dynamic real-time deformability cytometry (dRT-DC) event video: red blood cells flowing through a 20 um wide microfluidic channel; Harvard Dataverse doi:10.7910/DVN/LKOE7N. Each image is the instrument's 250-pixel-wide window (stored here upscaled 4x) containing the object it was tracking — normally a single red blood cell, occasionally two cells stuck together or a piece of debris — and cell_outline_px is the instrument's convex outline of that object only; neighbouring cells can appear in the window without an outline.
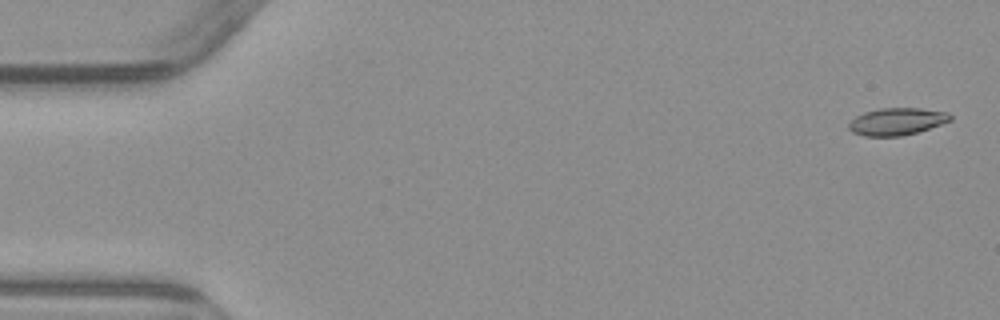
{"species": "common noctule bat (a hibernating species)", "species_latin": "Nyctalus noctula", "temperature_condition": "warm", "stored_images_in_passage": 9, "camera_frame_rate_fps": 3000, "um_per_image_px": 0.085, "animal": {"sex": "male", "body_mass_g": 23.1, "forearm_length_mm": 52.7}, "frame": {"image": 1, "passage_image": 1, "time_ms": 0.0, "image_size_px": [1000, 320], "cell_outline_px": [[952, 120], [916, 132], [900, 136], [864, 136], [852, 132], [848, 128], [848, 124], [856, 116], [864, 112], [880, 108], [920, 108], [948, 112], [952, 116]], "centroid_in_image_um": [76.22, 10.32], "position_along_channel_um": 8.8, "area_um2": 16.01}}
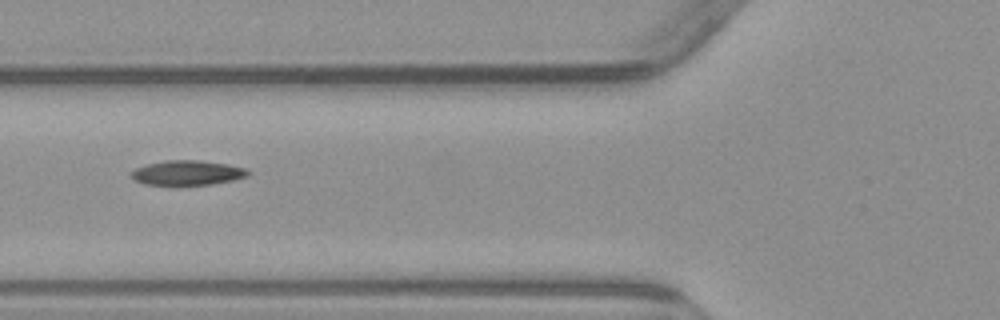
{"frame": {"image": 2, "passage_image": 6, "time_ms": 6.333, "image_size_px": [1000, 320], "cell_outline_px": [[252, 172], [248, 176], [232, 180], [212, 184], [172, 188], [144, 184], [136, 180], [132, 176], [132, 172], [136, 168], [148, 164], [164, 160], [200, 160], [228, 164], [244, 168]], "centroid_in_image_um": [15.92, 14.73], "position_along_channel_um": 109.9, "area_um2": 17.51}}
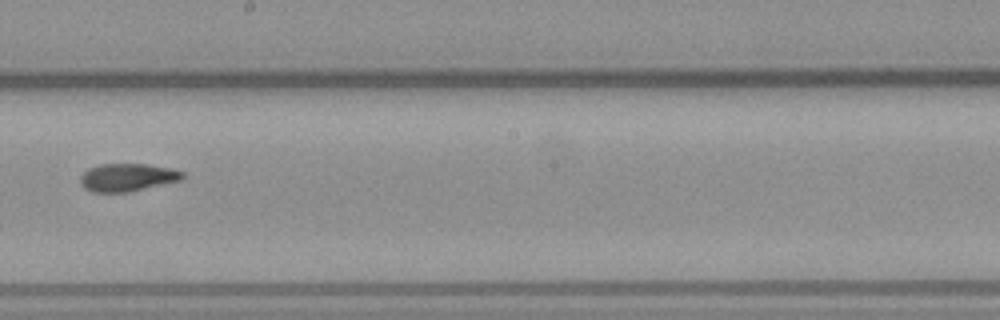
{"frame": {"image": 3, "passage_image": 9, "time_ms": 9.667, "image_size_px": [1000, 320], "cell_outline_px": [[184, 176], [180, 180], [128, 192], [92, 192], [84, 188], [80, 184], [80, 176], [88, 168], [100, 164], [148, 164], [172, 168], [184, 172]], "centroid_in_image_um": [10.8, 15.07], "position_along_channel_um": 237.4, "area_um2": 16.59}}